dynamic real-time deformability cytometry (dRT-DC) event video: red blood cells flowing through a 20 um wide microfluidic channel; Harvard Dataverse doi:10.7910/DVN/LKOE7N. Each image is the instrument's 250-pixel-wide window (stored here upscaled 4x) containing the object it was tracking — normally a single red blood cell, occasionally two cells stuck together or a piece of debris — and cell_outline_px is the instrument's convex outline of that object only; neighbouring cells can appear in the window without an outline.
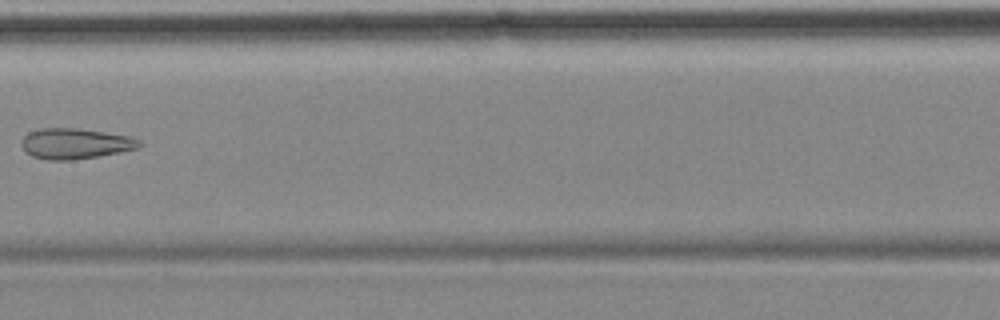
{"species": "common noctule bat (a hibernating species)", "species_latin": "Nyctalus noctula", "temperature_condition": "cold", "stored_images_in_passage": 7, "camera_frame_rate_fps": 3000, "um_per_image_px": 0.085, "animal": {"sex": "female", "body_mass_g": 18.4}, "frame": {"image": 1, "passage_image": 7, "time_ms": 8.0, "image_size_px": [1000, 320], "cell_outline_px": [[140, 144], [136, 148], [120, 152], [100, 156], [72, 160], [48, 160], [32, 156], [24, 152], [20, 144], [24, 136], [28, 132], [40, 128], [76, 128], [104, 132], [128, 136], [140, 140]], "centroid_in_image_um": [6.33, 12.21], "position_along_channel_um": 201.1, "area_um2": 20.98}}